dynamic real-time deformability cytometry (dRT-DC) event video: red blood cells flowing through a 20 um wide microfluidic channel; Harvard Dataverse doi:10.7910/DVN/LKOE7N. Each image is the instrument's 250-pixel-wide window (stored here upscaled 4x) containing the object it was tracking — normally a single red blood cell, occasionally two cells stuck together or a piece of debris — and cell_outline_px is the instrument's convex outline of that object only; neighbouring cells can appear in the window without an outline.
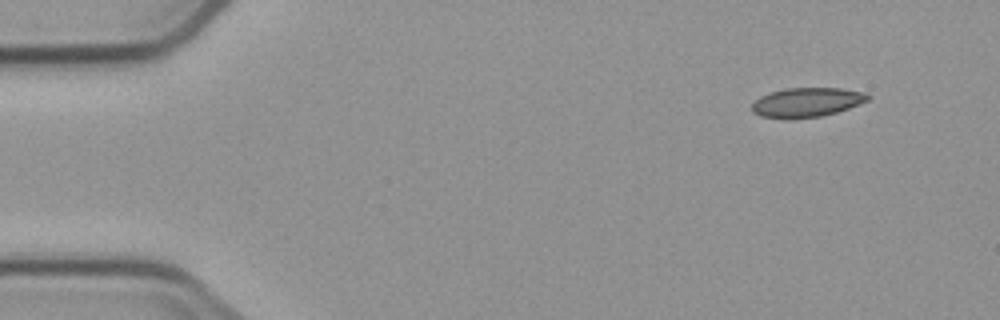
{"species": "common noctule bat (a hibernating species)", "species_latin": "Nyctalus noctula", "temperature_condition": "cold", "stored_images_in_passage": 4, "camera_frame_rate_fps": 3000, "um_per_image_px": 0.085, "animal": {"sex": "male", "body_mass_g": 23.1, "forearm_length_mm": 52.7}, "frame": {"image": 1, "passage_image": 1, "time_ms": 0.0, "image_size_px": [1000, 320], "cell_outline_px": [[872, 96], [868, 100], [848, 108], [836, 112], [820, 116], [788, 120], [784, 120], [760, 116], [752, 112], [752, 104], [760, 96], [784, 88], [840, 88], [864, 92]], "centroid_in_image_um": [68.54, 8.71], "position_along_channel_um": 16.5, "area_um2": 20.0}}
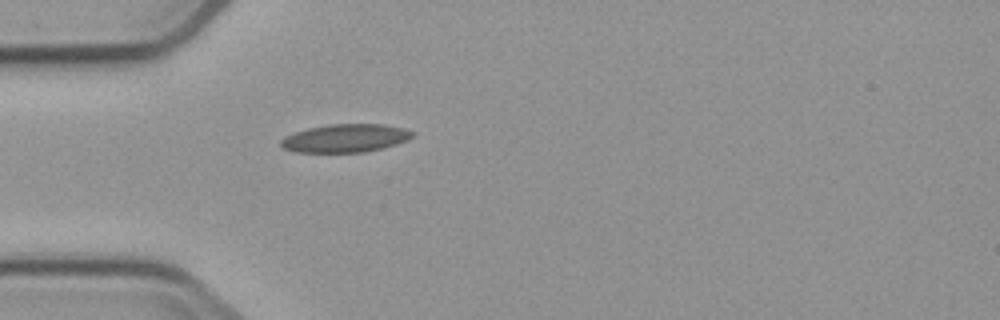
{"frame": {"image": 2, "passage_image": 4, "time_ms": 3.667, "image_size_px": [1000, 320], "cell_outline_px": [[412, 136], [408, 140], [396, 144], [364, 152], [296, 152], [284, 148], [280, 144], [280, 140], [284, 136], [308, 128], [328, 124], [384, 124], [404, 128], [412, 132]], "centroid_in_image_um": [29.33, 11.74], "position_along_channel_um": 55.7, "area_um2": 21.44}}